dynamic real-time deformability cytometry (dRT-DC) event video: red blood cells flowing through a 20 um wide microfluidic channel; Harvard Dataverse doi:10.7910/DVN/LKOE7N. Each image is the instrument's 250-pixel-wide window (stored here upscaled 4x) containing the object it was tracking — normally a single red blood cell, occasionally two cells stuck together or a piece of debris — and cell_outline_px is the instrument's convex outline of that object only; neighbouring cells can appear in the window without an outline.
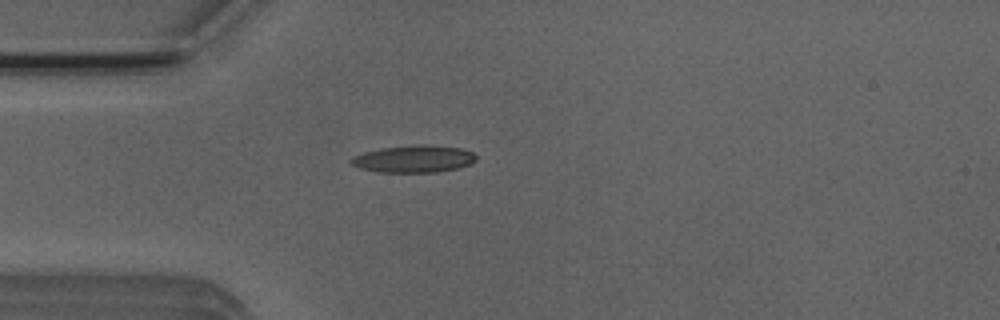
{"species": "Egyptian fruit bat (a non-hibernating species)", "species_latin": "Rousettus aegyptiacus", "temperature_condition": "room temperature", "stored_images_in_passage": 4, "camera_frame_rate_fps": 3000, "um_per_image_px": 0.085, "animal": {"sex": "male"}, "frame": {"image": 1, "passage_image": 4, "time_ms": 3.667, "image_size_px": [1000, 320], "cell_outline_px": [[476, 160], [472, 164], [456, 168], [436, 172], [376, 172], [360, 168], [348, 164], [348, 160], [364, 152], [380, 148], [420, 144], [424, 144], [460, 148], [472, 152], [476, 156]], "centroid_in_image_um": [35.14, 13.51], "position_along_channel_um": 49.9, "area_um2": 19.88}}